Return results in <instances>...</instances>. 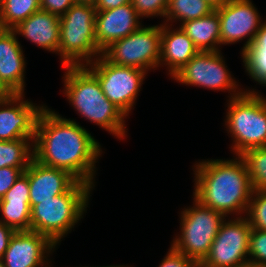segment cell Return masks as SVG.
<instances>
[{
  "mask_svg": "<svg viewBox=\"0 0 266 267\" xmlns=\"http://www.w3.org/2000/svg\"><path fill=\"white\" fill-rule=\"evenodd\" d=\"M24 173L28 176L31 208L39 201L67 192L78 181L68 171L42 165L34 159Z\"/></svg>",
  "mask_w": 266,
  "mask_h": 267,
  "instance_id": "2e32d148",
  "label": "cell"
},
{
  "mask_svg": "<svg viewBox=\"0 0 266 267\" xmlns=\"http://www.w3.org/2000/svg\"><path fill=\"white\" fill-rule=\"evenodd\" d=\"M215 9L206 0H168L165 24H175L194 20L212 13ZM175 24L173 25V23ZM177 22V23H176Z\"/></svg>",
  "mask_w": 266,
  "mask_h": 267,
  "instance_id": "44dd1931",
  "label": "cell"
},
{
  "mask_svg": "<svg viewBox=\"0 0 266 267\" xmlns=\"http://www.w3.org/2000/svg\"><path fill=\"white\" fill-rule=\"evenodd\" d=\"M243 267H259V266H254V265L248 264V265H245Z\"/></svg>",
  "mask_w": 266,
  "mask_h": 267,
  "instance_id": "60d3db41",
  "label": "cell"
},
{
  "mask_svg": "<svg viewBox=\"0 0 266 267\" xmlns=\"http://www.w3.org/2000/svg\"><path fill=\"white\" fill-rule=\"evenodd\" d=\"M165 23L161 24V57L159 67L166 66L171 77L187 64L199 50L187 34Z\"/></svg>",
  "mask_w": 266,
  "mask_h": 267,
  "instance_id": "d6986e66",
  "label": "cell"
},
{
  "mask_svg": "<svg viewBox=\"0 0 266 267\" xmlns=\"http://www.w3.org/2000/svg\"><path fill=\"white\" fill-rule=\"evenodd\" d=\"M14 93L0 79V102L10 98Z\"/></svg>",
  "mask_w": 266,
  "mask_h": 267,
  "instance_id": "8d00e7d4",
  "label": "cell"
},
{
  "mask_svg": "<svg viewBox=\"0 0 266 267\" xmlns=\"http://www.w3.org/2000/svg\"><path fill=\"white\" fill-rule=\"evenodd\" d=\"M192 169L196 200L226 217L246 216L253 188L242 156L198 161Z\"/></svg>",
  "mask_w": 266,
  "mask_h": 267,
  "instance_id": "7a4b0ae2",
  "label": "cell"
},
{
  "mask_svg": "<svg viewBox=\"0 0 266 267\" xmlns=\"http://www.w3.org/2000/svg\"><path fill=\"white\" fill-rule=\"evenodd\" d=\"M29 201H0V223L15 231H30Z\"/></svg>",
  "mask_w": 266,
  "mask_h": 267,
  "instance_id": "cb8c5ba5",
  "label": "cell"
},
{
  "mask_svg": "<svg viewBox=\"0 0 266 267\" xmlns=\"http://www.w3.org/2000/svg\"><path fill=\"white\" fill-rule=\"evenodd\" d=\"M246 218L251 228L266 231V191L253 190Z\"/></svg>",
  "mask_w": 266,
  "mask_h": 267,
  "instance_id": "4316f807",
  "label": "cell"
},
{
  "mask_svg": "<svg viewBox=\"0 0 266 267\" xmlns=\"http://www.w3.org/2000/svg\"><path fill=\"white\" fill-rule=\"evenodd\" d=\"M220 17V49L222 45L244 42L241 53L253 42L260 29L262 16L251 0H231L216 9Z\"/></svg>",
  "mask_w": 266,
  "mask_h": 267,
  "instance_id": "7c38bea8",
  "label": "cell"
},
{
  "mask_svg": "<svg viewBox=\"0 0 266 267\" xmlns=\"http://www.w3.org/2000/svg\"><path fill=\"white\" fill-rule=\"evenodd\" d=\"M245 91L227 101L225 128L233 143V155L266 146V98L256 89Z\"/></svg>",
  "mask_w": 266,
  "mask_h": 267,
  "instance_id": "5b68a950",
  "label": "cell"
},
{
  "mask_svg": "<svg viewBox=\"0 0 266 267\" xmlns=\"http://www.w3.org/2000/svg\"><path fill=\"white\" fill-rule=\"evenodd\" d=\"M40 9V0H0V28L12 30Z\"/></svg>",
  "mask_w": 266,
  "mask_h": 267,
  "instance_id": "603a6c76",
  "label": "cell"
},
{
  "mask_svg": "<svg viewBox=\"0 0 266 267\" xmlns=\"http://www.w3.org/2000/svg\"><path fill=\"white\" fill-rule=\"evenodd\" d=\"M102 55L119 66H131L146 72L156 70L161 57V24L142 25L129 36L111 43Z\"/></svg>",
  "mask_w": 266,
  "mask_h": 267,
  "instance_id": "9c48e42d",
  "label": "cell"
},
{
  "mask_svg": "<svg viewBox=\"0 0 266 267\" xmlns=\"http://www.w3.org/2000/svg\"><path fill=\"white\" fill-rule=\"evenodd\" d=\"M85 267H87V266H85ZM97 267H99V266H97ZM102 267H129V266H127V265L126 266L125 265H110V266H102Z\"/></svg>",
  "mask_w": 266,
  "mask_h": 267,
  "instance_id": "ab89813d",
  "label": "cell"
},
{
  "mask_svg": "<svg viewBox=\"0 0 266 267\" xmlns=\"http://www.w3.org/2000/svg\"><path fill=\"white\" fill-rule=\"evenodd\" d=\"M18 36L0 28V79L14 94H24L26 61Z\"/></svg>",
  "mask_w": 266,
  "mask_h": 267,
  "instance_id": "e0dca14e",
  "label": "cell"
},
{
  "mask_svg": "<svg viewBox=\"0 0 266 267\" xmlns=\"http://www.w3.org/2000/svg\"><path fill=\"white\" fill-rule=\"evenodd\" d=\"M0 201H29L28 176L23 172Z\"/></svg>",
  "mask_w": 266,
  "mask_h": 267,
  "instance_id": "f546056e",
  "label": "cell"
},
{
  "mask_svg": "<svg viewBox=\"0 0 266 267\" xmlns=\"http://www.w3.org/2000/svg\"><path fill=\"white\" fill-rule=\"evenodd\" d=\"M15 233V230L3 223H0V259H2L4 252L8 248V244L11 236Z\"/></svg>",
  "mask_w": 266,
  "mask_h": 267,
  "instance_id": "836d02e7",
  "label": "cell"
},
{
  "mask_svg": "<svg viewBox=\"0 0 266 267\" xmlns=\"http://www.w3.org/2000/svg\"><path fill=\"white\" fill-rule=\"evenodd\" d=\"M84 66L98 79L107 99L128 117L136 105L138 93L148 72L131 66L116 65L103 55Z\"/></svg>",
  "mask_w": 266,
  "mask_h": 267,
  "instance_id": "ba28073f",
  "label": "cell"
},
{
  "mask_svg": "<svg viewBox=\"0 0 266 267\" xmlns=\"http://www.w3.org/2000/svg\"><path fill=\"white\" fill-rule=\"evenodd\" d=\"M199 51L171 79L182 85L201 87L208 90L228 92L229 99L242 94L244 88H239V82L232 77L221 53ZM227 90V91H226Z\"/></svg>",
  "mask_w": 266,
  "mask_h": 267,
  "instance_id": "30bf717a",
  "label": "cell"
},
{
  "mask_svg": "<svg viewBox=\"0 0 266 267\" xmlns=\"http://www.w3.org/2000/svg\"><path fill=\"white\" fill-rule=\"evenodd\" d=\"M98 0H74V3L76 4H88L95 6L97 4Z\"/></svg>",
  "mask_w": 266,
  "mask_h": 267,
  "instance_id": "f35d334b",
  "label": "cell"
},
{
  "mask_svg": "<svg viewBox=\"0 0 266 267\" xmlns=\"http://www.w3.org/2000/svg\"><path fill=\"white\" fill-rule=\"evenodd\" d=\"M0 267H5V265L3 264L2 259H0Z\"/></svg>",
  "mask_w": 266,
  "mask_h": 267,
  "instance_id": "b9f144b4",
  "label": "cell"
},
{
  "mask_svg": "<svg viewBox=\"0 0 266 267\" xmlns=\"http://www.w3.org/2000/svg\"><path fill=\"white\" fill-rule=\"evenodd\" d=\"M248 47H266V20L262 21L259 31Z\"/></svg>",
  "mask_w": 266,
  "mask_h": 267,
  "instance_id": "d590c367",
  "label": "cell"
},
{
  "mask_svg": "<svg viewBox=\"0 0 266 267\" xmlns=\"http://www.w3.org/2000/svg\"><path fill=\"white\" fill-rule=\"evenodd\" d=\"M215 10L224 6L231 0H206Z\"/></svg>",
  "mask_w": 266,
  "mask_h": 267,
  "instance_id": "74e56055",
  "label": "cell"
},
{
  "mask_svg": "<svg viewBox=\"0 0 266 267\" xmlns=\"http://www.w3.org/2000/svg\"><path fill=\"white\" fill-rule=\"evenodd\" d=\"M249 264L266 267V231L251 229Z\"/></svg>",
  "mask_w": 266,
  "mask_h": 267,
  "instance_id": "83f0119b",
  "label": "cell"
},
{
  "mask_svg": "<svg viewBox=\"0 0 266 267\" xmlns=\"http://www.w3.org/2000/svg\"><path fill=\"white\" fill-rule=\"evenodd\" d=\"M37 47L59 55L60 17L38 10L12 29Z\"/></svg>",
  "mask_w": 266,
  "mask_h": 267,
  "instance_id": "ac0fdd59",
  "label": "cell"
},
{
  "mask_svg": "<svg viewBox=\"0 0 266 267\" xmlns=\"http://www.w3.org/2000/svg\"><path fill=\"white\" fill-rule=\"evenodd\" d=\"M131 4L141 18H165L168 0H131Z\"/></svg>",
  "mask_w": 266,
  "mask_h": 267,
  "instance_id": "f1b7e54d",
  "label": "cell"
},
{
  "mask_svg": "<svg viewBox=\"0 0 266 267\" xmlns=\"http://www.w3.org/2000/svg\"><path fill=\"white\" fill-rule=\"evenodd\" d=\"M131 3V0H98L95 5L96 11H104L114 9Z\"/></svg>",
  "mask_w": 266,
  "mask_h": 267,
  "instance_id": "e575fe53",
  "label": "cell"
},
{
  "mask_svg": "<svg viewBox=\"0 0 266 267\" xmlns=\"http://www.w3.org/2000/svg\"><path fill=\"white\" fill-rule=\"evenodd\" d=\"M192 198L193 206L183 208L180 213V232L173 237L170 245L199 265L209 253L220 226L227 217Z\"/></svg>",
  "mask_w": 266,
  "mask_h": 267,
  "instance_id": "52a82bcc",
  "label": "cell"
},
{
  "mask_svg": "<svg viewBox=\"0 0 266 267\" xmlns=\"http://www.w3.org/2000/svg\"><path fill=\"white\" fill-rule=\"evenodd\" d=\"M251 227L246 216L227 217L199 267H243L249 264Z\"/></svg>",
  "mask_w": 266,
  "mask_h": 267,
  "instance_id": "8fae6325",
  "label": "cell"
},
{
  "mask_svg": "<svg viewBox=\"0 0 266 267\" xmlns=\"http://www.w3.org/2000/svg\"><path fill=\"white\" fill-rule=\"evenodd\" d=\"M241 156L247 165L253 190L266 191V146L250 149Z\"/></svg>",
  "mask_w": 266,
  "mask_h": 267,
  "instance_id": "d4e9b609",
  "label": "cell"
},
{
  "mask_svg": "<svg viewBox=\"0 0 266 267\" xmlns=\"http://www.w3.org/2000/svg\"><path fill=\"white\" fill-rule=\"evenodd\" d=\"M199 51H220V17L216 10L209 15L179 24Z\"/></svg>",
  "mask_w": 266,
  "mask_h": 267,
  "instance_id": "ffe728a7",
  "label": "cell"
},
{
  "mask_svg": "<svg viewBox=\"0 0 266 267\" xmlns=\"http://www.w3.org/2000/svg\"><path fill=\"white\" fill-rule=\"evenodd\" d=\"M101 144L74 119L46 105L40 112L33 140V159L42 165L68 171L78 181L95 187Z\"/></svg>",
  "mask_w": 266,
  "mask_h": 267,
  "instance_id": "6da1fadb",
  "label": "cell"
},
{
  "mask_svg": "<svg viewBox=\"0 0 266 267\" xmlns=\"http://www.w3.org/2000/svg\"><path fill=\"white\" fill-rule=\"evenodd\" d=\"M56 248L45 235L34 231H15L2 261L5 267H46L51 263L49 258Z\"/></svg>",
  "mask_w": 266,
  "mask_h": 267,
  "instance_id": "5bb4252c",
  "label": "cell"
},
{
  "mask_svg": "<svg viewBox=\"0 0 266 267\" xmlns=\"http://www.w3.org/2000/svg\"><path fill=\"white\" fill-rule=\"evenodd\" d=\"M64 96L84 119L114 137H127V116L104 95L98 79L84 66H63Z\"/></svg>",
  "mask_w": 266,
  "mask_h": 267,
  "instance_id": "3957f363",
  "label": "cell"
},
{
  "mask_svg": "<svg viewBox=\"0 0 266 267\" xmlns=\"http://www.w3.org/2000/svg\"><path fill=\"white\" fill-rule=\"evenodd\" d=\"M33 159V139L0 140V168H28Z\"/></svg>",
  "mask_w": 266,
  "mask_h": 267,
  "instance_id": "7402d4cb",
  "label": "cell"
},
{
  "mask_svg": "<svg viewBox=\"0 0 266 267\" xmlns=\"http://www.w3.org/2000/svg\"><path fill=\"white\" fill-rule=\"evenodd\" d=\"M93 189L77 181L67 192L39 201L31 208L30 231L47 236L58 247L87 213Z\"/></svg>",
  "mask_w": 266,
  "mask_h": 267,
  "instance_id": "277c9868",
  "label": "cell"
},
{
  "mask_svg": "<svg viewBox=\"0 0 266 267\" xmlns=\"http://www.w3.org/2000/svg\"><path fill=\"white\" fill-rule=\"evenodd\" d=\"M142 18L131 3L104 11H96L95 38L103 51L116 40L123 39L140 28Z\"/></svg>",
  "mask_w": 266,
  "mask_h": 267,
  "instance_id": "9a60e30c",
  "label": "cell"
},
{
  "mask_svg": "<svg viewBox=\"0 0 266 267\" xmlns=\"http://www.w3.org/2000/svg\"><path fill=\"white\" fill-rule=\"evenodd\" d=\"M73 4L74 0H40L42 10L59 17L63 16Z\"/></svg>",
  "mask_w": 266,
  "mask_h": 267,
  "instance_id": "d6a6232c",
  "label": "cell"
},
{
  "mask_svg": "<svg viewBox=\"0 0 266 267\" xmlns=\"http://www.w3.org/2000/svg\"><path fill=\"white\" fill-rule=\"evenodd\" d=\"M24 97L25 93L13 94L0 102V140H34L38 116L46 105H36Z\"/></svg>",
  "mask_w": 266,
  "mask_h": 267,
  "instance_id": "4fadbf2b",
  "label": "cell"
},
{
  "mask_svg": "<svg viewBox=\"0 0 266 267\" xmlns=\"http://www.w3.org/2000/svg\"><path fill=\"white\" fill-rule=\"evenodd\" d=\"M160 262L158 267H199L195 261L176 251L172 246Z\"/></svg>",
  "mask_w": 266,
  "mask_h": 267,
  "instance_id": "4dcf8cb0",
  "label": "cell"
},
{
  "mask_svg": "<svg viewBox=\"0 0 266 267\" xmlns=\"http://www.w3.org/2000/svg\"><path fill=\"white\" fill-rule=\"evenodd\" d=\"M96 8L74 3L60 17L61 66H81L102 55L95 38Z\"/></svg>",
  "mask_w": 266,
  "mask_h": 267,
  "instance_id": "8992f818",
  "label": "cell"
},
{
  "mask_svg": "<svg viewBox=\"0 0 266 267\" xmlns=\"http://www.w3.org/2000/svg\"><path fill=\"white\" fill-rule=\"evenodd\" d=\"M27 168H0V200Z\"/></svg>",
  "mask_w": 266,
  "mask_h": 267,
  "instance_id": "1f68e13d",
  "label": "cell"
},
{
  "mask_svg": "<svg viewBox=\"0 0 266 267\" xmlns=\"http://www.w3.org/2000/svg\"><path fill=\"white\" fill-rule=\"evenodd\" d=\"M240 54L249 78L263 87L266 86V47H247Z\"/></svg>",
  "mask_w": 266,
  "mask_h": 267,
  "instance_id": "484cf974",
  "label": "cell"
}]
</instances>
